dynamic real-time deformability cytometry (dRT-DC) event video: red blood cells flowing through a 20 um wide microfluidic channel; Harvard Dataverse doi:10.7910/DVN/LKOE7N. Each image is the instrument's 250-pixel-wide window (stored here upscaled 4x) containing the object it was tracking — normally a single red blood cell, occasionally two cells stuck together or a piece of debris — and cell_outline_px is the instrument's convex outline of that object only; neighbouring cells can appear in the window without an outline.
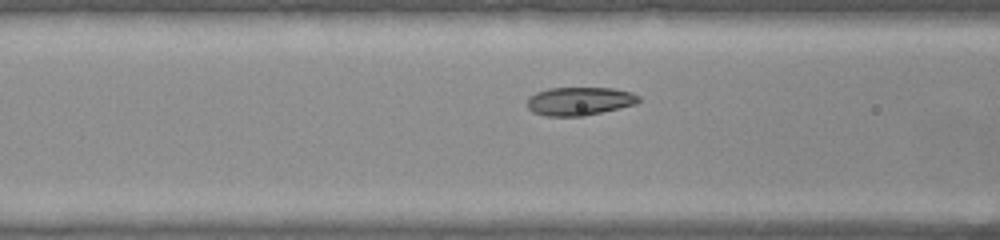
{"species": "common noctule bat (a hibernating species)", "species_latin": "Nyctalus noctula", "temperature_condition": "warm", "stored_images_in_passage": 21, "camera_frame_rate_fps": 3000, "um_per_image_px": 0.085, "animal": {"sex": "female", "body_mass_g": 22.0, "forearm_length_mm": 56.7}, "frame": {"image": 1, "passage_image": 15, "time_ms": 4.667, "image_size_px": [1000, 240], "cell_outline_px": [[640, 100], [636, 104], [584, 116], [544, 116], [532, 112], [528, 108], [528, 96], [536, 92], [548, 88], [612, 88], [632, 92], [640, 96]], "centroid_in_image_um": [49.24, 8.6], "position_along_channel_um": 117.4, "area_um2": 18.5}}
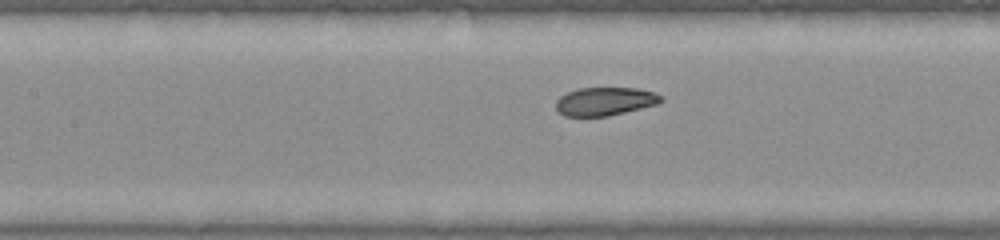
{"frame": {"image": 2, "passage_image": 18, "time_ms": 5.667, "image_size_px": [1000, 240], "cell_outline_px": [[664, 100], [660, 104], [608, 116], [564, 116], [556, 112], [556, 100], [560, 96], [576, 88], [636, 88], [656, 92]], "centroid_in_image_um": [51.42, 8.62], "position_along_channel_um": 156.0, "area_um2": 17.57}}